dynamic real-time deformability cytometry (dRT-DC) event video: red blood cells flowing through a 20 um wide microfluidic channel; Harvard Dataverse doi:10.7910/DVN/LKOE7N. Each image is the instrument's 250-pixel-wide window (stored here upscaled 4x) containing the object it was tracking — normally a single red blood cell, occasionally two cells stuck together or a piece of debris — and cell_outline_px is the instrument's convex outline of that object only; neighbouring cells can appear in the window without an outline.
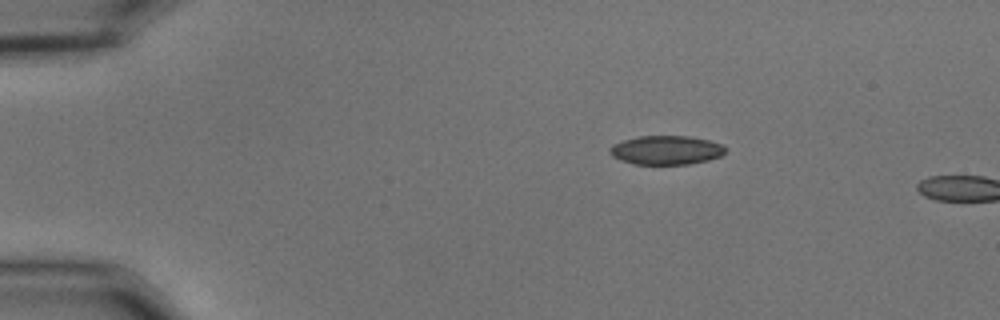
{"species": "common noctule bat (a hibernating species)", "species_latin": "Nyctalus noctula", "temperature_condition": "cold", "stored_images_in_passage": 3, "camera_frame_rate_fps": 3000, "um_per_image_px": 0.085, "animal": {"sex": "male", "body_mass_g": 15.6}, "frame": {"image": 1, "passage_image": 1, "time_ms": 0.0, "image_size_px": [1000, 320], "cell_outline_px": [[728, 148], [720, 156], [708, 160], [688, 164], [636, 164], [620, 160], [612, 156], [608, 152], [608, 148], [612, 144], [624, 140], [640, 136], [688, 136], [708, 140], [724, 144]], "centroid_in_image_um": [56.62, 12.75], "position_along_channel_um": 28.4, "area_um2": 19.59}}